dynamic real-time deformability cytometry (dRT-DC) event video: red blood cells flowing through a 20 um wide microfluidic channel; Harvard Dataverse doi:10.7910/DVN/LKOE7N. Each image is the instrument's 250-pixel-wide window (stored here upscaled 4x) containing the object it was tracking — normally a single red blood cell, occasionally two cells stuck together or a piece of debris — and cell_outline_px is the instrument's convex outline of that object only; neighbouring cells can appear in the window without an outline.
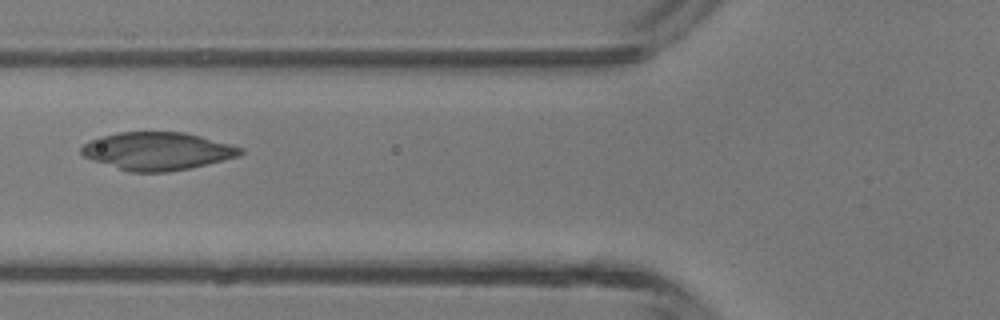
{"species": "common noctule bat (a hibernating species)", "species_latin": "Nyctalus noctula", "temperature_condition": "room temperature", "stored_images_in_passage": 6, "camera_frame_rate_fps": 3000, "um_per_image_px": 0.085, "animal": {"sex": "male", "body_mass_g": 13.3}, "frame": {"image": 1, "passage_image": 6, "time_ms": 5.667, "image_size_px": [1000, 320], "cell_outline_px": [[244, 152], [240, 156], [188, 168], [168, 172], [128, 172], [84, 156], [80, 152], [80, 148], [88, 140], [100, 136], [120, 132], [184, 132], [200, 136], [244, 148]], "centroid_in_image_um": [13.37, 12.84], "position_along_channel_um": 112.4, "area_um2": 34.85}}